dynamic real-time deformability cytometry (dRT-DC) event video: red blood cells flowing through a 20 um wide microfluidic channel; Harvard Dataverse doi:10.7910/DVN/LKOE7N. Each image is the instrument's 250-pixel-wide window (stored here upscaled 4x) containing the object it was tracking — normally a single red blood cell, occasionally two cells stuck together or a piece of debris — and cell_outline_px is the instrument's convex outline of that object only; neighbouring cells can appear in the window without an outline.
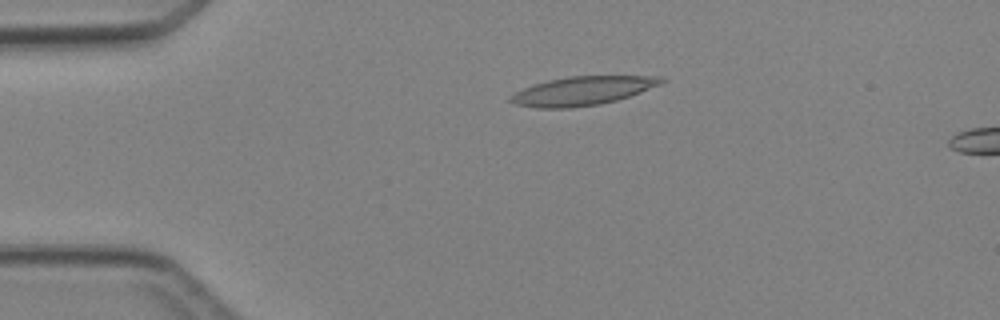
{"species": "Egyptian fruit bat (a non-hibernating species)", "species_latin": "Rousettus aegyptiacus", "temperature_condition": "cold", "stored_images_in_passage": 4, "camera_frame_rate_fps": 3000, "um_per_image_px": 0.085, "animal": {"sex": "female"}, "frame": {"image": 1, "passage_image": 3, "time_ms": 2.333, "image_size_px": [1000, 320], "cell_outline_px": [[664, 80], [660, 84], [640, 92], [616, 100], [600, 104], [568, 108], [536, 108], [516, 104], [508, 100], [508, 96], [524, 88], [548, 80], [568, 76], [664, 76]], "centroid_in_image_um": [49.49, 7.72], "position_along_channel_um": 35.5, "area_um2": 25.03}}